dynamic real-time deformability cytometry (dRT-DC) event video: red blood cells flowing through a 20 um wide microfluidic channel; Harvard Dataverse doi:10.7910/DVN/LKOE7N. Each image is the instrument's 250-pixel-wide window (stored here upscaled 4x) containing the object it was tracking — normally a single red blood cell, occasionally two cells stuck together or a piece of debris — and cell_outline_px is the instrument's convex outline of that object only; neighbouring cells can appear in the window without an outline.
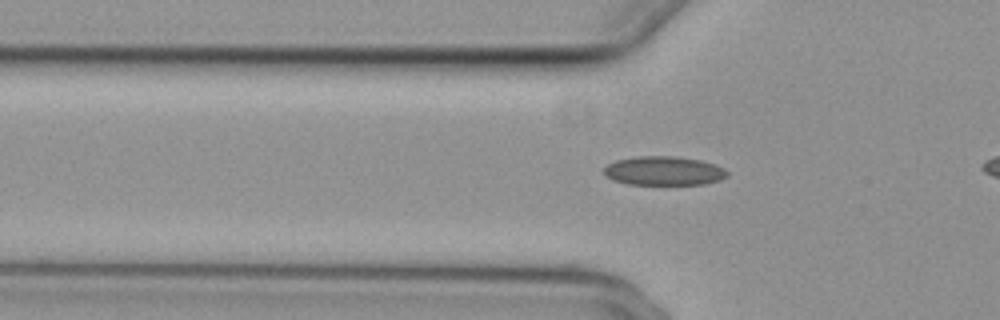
{"species": "common noctule bat (a hibernating species)", "species_latin": "Nyctalus noctula", "temperature_condition": "cold", "stored_images_in_passage": 8, "camera_frame_rate_fps": 3000, "um_per_image_px": 0.085, "animal": {"sex": "female", "body_mass_g": 29.2, "forearm_length_mm": 56.3}, "frame": {"image": 1, "passage_image": 8, "time_ms": 2.333, "image_size_px": [1000, 320], "cell_outline_px": [[728, 176], [720, 180], [704, 184], [628, 184], [612, 180], [604, 172], [604, 168], [608, 164], [616, 160], [640, 156], [676, 156], [700, 160], [716, 164], [724, 168], [728, 172]], "centroid_in_image_um": [56.46, 14.52], "position_along_channel_um": 69.3, "area_um2": 20.81}}